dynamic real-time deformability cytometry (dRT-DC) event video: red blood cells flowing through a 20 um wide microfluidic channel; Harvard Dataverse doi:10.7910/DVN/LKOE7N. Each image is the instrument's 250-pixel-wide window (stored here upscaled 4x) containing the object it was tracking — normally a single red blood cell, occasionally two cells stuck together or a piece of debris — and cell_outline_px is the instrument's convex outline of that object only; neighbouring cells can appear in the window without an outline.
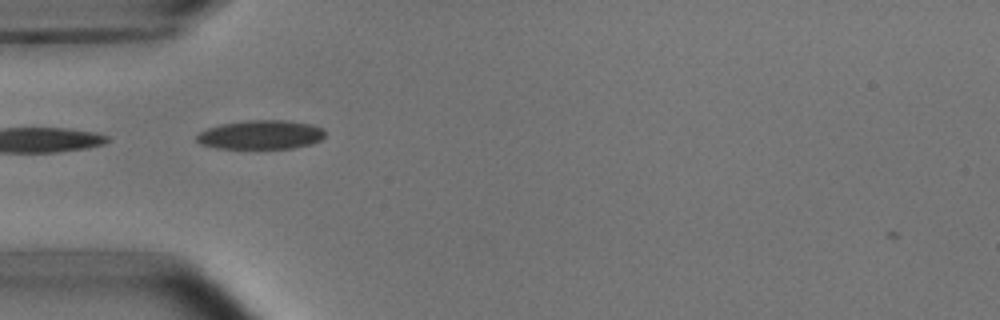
{"species": "common noctule bat (a hibernating species)", "species_latin": "Nyctalus noctula", "temperature_condition": "room temperature", "stored_images_in_passage": 5, "camera_frame_rate_fps": 3000, "um_per_image_px": 0.085, "animal": {"sex": "male", "body_mass_g": 15.6}, "frame": {"image": 1, "passage_image": 2, "time_ms": 0.333, "image_size_px": [1000, 320], "cell_outline_px": [[324, 136], [320, 140], [312, 144], [292, 148], [216, 148], [200, 144], [196, 140], [196, 136], [200, 132], [208, 128], [220, 124], [248, 120], [284, 120], [308, 124], [320, 128], [324, 132]], "centroid_in_image_um": [22.13, 11.46], "position_along_channel_um": 62.9, "area_um2": 21.5}}